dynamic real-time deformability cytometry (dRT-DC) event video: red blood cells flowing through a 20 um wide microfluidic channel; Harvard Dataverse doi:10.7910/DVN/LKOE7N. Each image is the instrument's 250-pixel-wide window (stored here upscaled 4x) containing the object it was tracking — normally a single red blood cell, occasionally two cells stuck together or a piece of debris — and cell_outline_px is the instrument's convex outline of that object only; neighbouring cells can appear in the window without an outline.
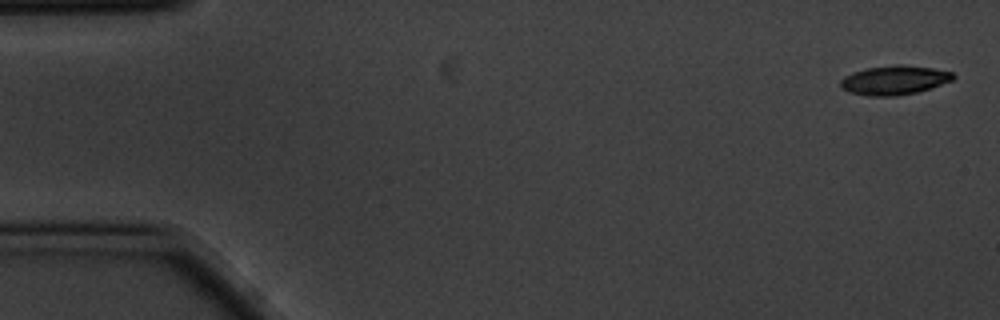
{"species": "common noctule bat (a hibernating species)", "species_latin": "Nyctalus noctula", "temperature_condition": "cold", "stored_images_in_passage": 4, "camera_frame_rate_fps": 3000, "um_per_image_px": 0.085, "animal": {"sex": "male", "body_mass_g": 20.1, "forearm_length_mm": 53.5}, "frame": {"image": 1, "passage_image": 1, "time_ms": 0.0, "image_size_px": [1000, 320], "cell_outline_px": [[956, 76], [952, 80], [916, 92], [896, 96], [868, 96], [848, 92], [840, 88], [840, 80], [844, 76], [852, 72], [868, 68], [896, 64], [904, 64], [932, 68], [952, 72]], "centroid_in_image_um": [75.96, 6.81], "position_along_channel_um": 9.0, "area_um2": 19.13}}
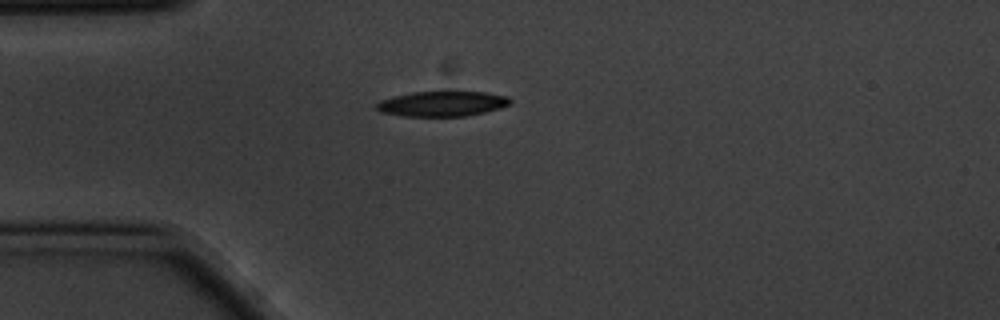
{"frame": {"image": 2, "passage_image": 4, "time_ms": 1.0, "image_size_px": [1000, 320], "cell_outline_px": [[512, 104], [500, 108], [484, 112], [464, 116], [404, 116], [380, 112], [376, 108], [376, 104], [380, 100], [392, 96], [412, 92], [444, 88], [448, 88], [488, 92], [508, 96], [512, 100]], "centroid_in_image_um": [37.63, 8.75], "position_along_channel_um": 47.4, "area_um2": 20.81}}